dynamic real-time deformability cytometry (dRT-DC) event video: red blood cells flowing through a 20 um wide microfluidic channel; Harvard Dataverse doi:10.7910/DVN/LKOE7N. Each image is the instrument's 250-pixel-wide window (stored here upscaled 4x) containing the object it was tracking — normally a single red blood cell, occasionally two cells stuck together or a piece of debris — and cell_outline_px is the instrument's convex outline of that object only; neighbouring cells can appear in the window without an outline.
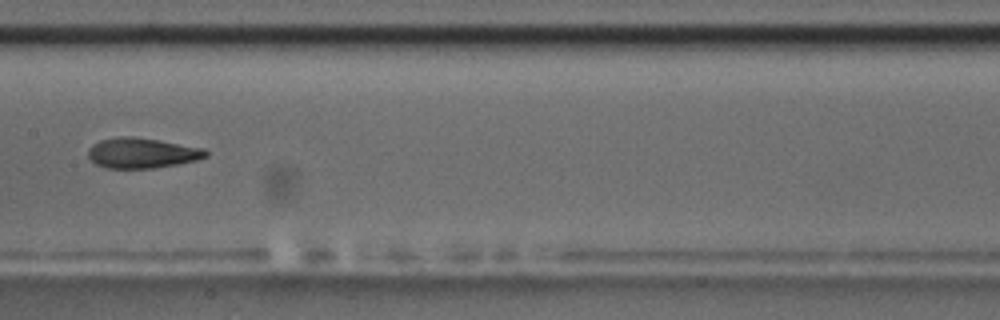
{"species": "common noctule bat (a hibernating species)", "species_latin": "Nyctalus noctula", "temperature_condition": "room temperature", "stored_images_in_passage": 9, "camera_frame_rate_fps": 3000, "um_per_image_px": 0.085, "animal": {"sex": "male", "body_mass_g": 17.5, "forearm_length_mm": 52.3}, "frame": {"image": 1, "passage_image": 7, "time_ms": 7.0, "image_size_px": [1000, 320], "cell_outline_px": [[208, 156], [196, 160], [156, 168], [104, 168], [96, 164], [88, 156], [88, 148], [92, 144], [100, 140], [120, 136], [132, 136], [204, 148], [208, 152]], "centroid_in_image_um": [12.04, 13.01], "position_along_channel_um": 195.4, "area_um2": 20.69}}